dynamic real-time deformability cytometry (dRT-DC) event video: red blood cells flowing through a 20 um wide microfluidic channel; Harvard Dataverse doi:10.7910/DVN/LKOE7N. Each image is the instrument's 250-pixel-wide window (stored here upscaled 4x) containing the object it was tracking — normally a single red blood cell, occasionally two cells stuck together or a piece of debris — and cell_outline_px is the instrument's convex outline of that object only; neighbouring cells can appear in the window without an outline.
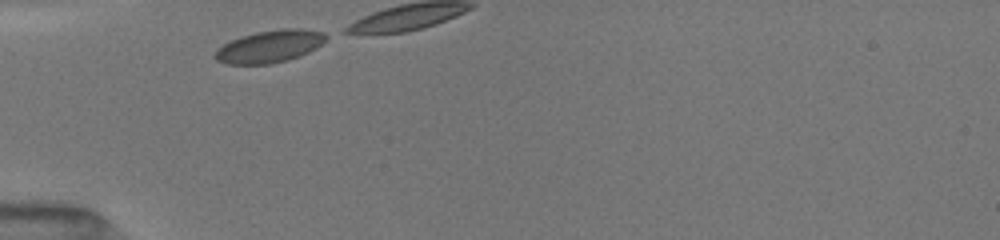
{"species": "common noctule bat (a hibernating species)", "species_latin": "Nyctalus noctula", "temperature_condition": "room temperature", "stored_images_in_passage": 3, "camera_frame_rate_fps": 3000, "um_per_image_px": 0.085, "animal": {"sex": "female", "body_mass_g": 19.5, "forearm_length_mm": 54.1}, "frame": {"image": 1, "passage_image": 1, "time_ms": 0.0, "image_size_px": [1000, 240], "cell_outline_px": [[328, 40], [316, 48], [300, 56], [288, 60], [268, 64], [228, 64], [216, 60], [212, 56], [216, 48], [240, 36], [256, 32], [280, 28], [300, 28], [324, 32], [328, 36]], "centroid_in_image_um": [22.93, 3.93], "position_along_channel_um": 62.1, "area_um2": 21.21}}